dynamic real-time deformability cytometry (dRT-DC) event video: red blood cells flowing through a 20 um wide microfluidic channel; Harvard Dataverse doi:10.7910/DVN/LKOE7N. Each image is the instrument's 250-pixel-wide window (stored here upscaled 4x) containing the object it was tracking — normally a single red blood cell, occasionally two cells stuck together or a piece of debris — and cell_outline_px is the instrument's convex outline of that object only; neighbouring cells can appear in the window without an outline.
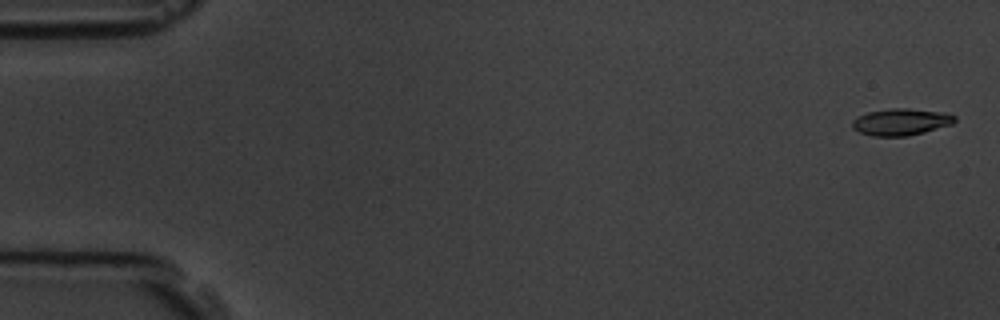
{"species": "common noctule bat (a hibernating species)", "species_latin": "Nyctalus noctula", "temperature_condition": "room temperature", "stored_images_in_passage": 5, "segment_of_instrument_passage": [2, 2], "camera_frame_rate_fps": 3000, "um_per_image_px": 0.085, "animal": {"sex": "male", "body_mass_g": 19.5, "forearm_length_mm": 54.6}, "frame": {"image": 1, "passage_image": 5, "time_ms": 6.333, "image_size_px": [1000, 320], "cell_outline_px": [[956, 120], [952, 124], [924, 132], [908, 136], [872, 136], [860, 132], [852, 128], [852, 120], [856, 116], [868, 112], [888, 108], [908, 108], [944, 112], [956, 116]], "centroid_in_image_um": [76.56, 10.35], "position_along_channel_um": 8.4, "area_um2": 16.13}}